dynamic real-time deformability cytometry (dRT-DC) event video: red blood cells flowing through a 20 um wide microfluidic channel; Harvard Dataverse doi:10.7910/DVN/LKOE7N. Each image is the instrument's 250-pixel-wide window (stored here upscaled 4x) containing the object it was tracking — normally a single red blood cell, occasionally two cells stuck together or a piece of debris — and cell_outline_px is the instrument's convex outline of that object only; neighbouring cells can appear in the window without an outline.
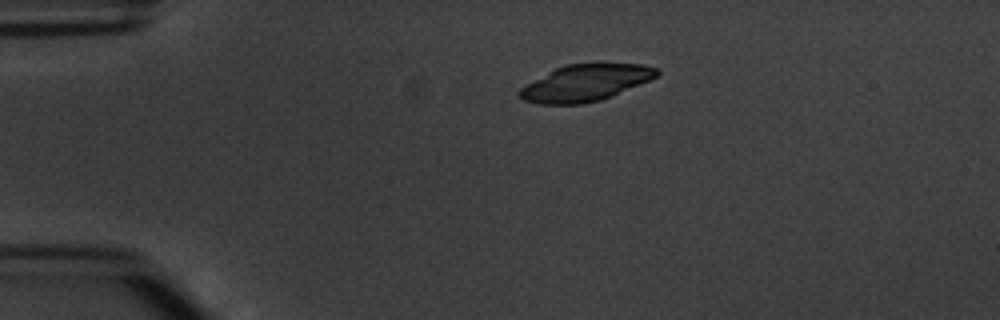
{"species": "common noctule bat (a hibernating species)", "species_latin": "Nyctalus noctula", "temperature_condition": "warm", "stored_images_in_passage": 2, "camera_frame_rate_fps": 3000, "um_per_image_px": 0.085, "animal": {"sex": "male", "body_mass_g": 20.1, "forearm_length_mm": 53.5}, "frame": {"image": 1, "passage_image": 1, "time_ms": 0.0, "image_size_px": [1000, 320], "cell_outline_px": [[660, 72], [656, 76], [648, 80], [612, 96], [600, 100], [580, 104], [540, 104], [524, 100], [516, 96], [516, 92], [524, 84], [556, 68], [568, 64], [596, 60], [600, 60], [644, 64], [656, 68]], "centroid_in_image_um": [49.75, 6.99], "position_along_channel_um": 35.2, "area_um2": 30.17}}